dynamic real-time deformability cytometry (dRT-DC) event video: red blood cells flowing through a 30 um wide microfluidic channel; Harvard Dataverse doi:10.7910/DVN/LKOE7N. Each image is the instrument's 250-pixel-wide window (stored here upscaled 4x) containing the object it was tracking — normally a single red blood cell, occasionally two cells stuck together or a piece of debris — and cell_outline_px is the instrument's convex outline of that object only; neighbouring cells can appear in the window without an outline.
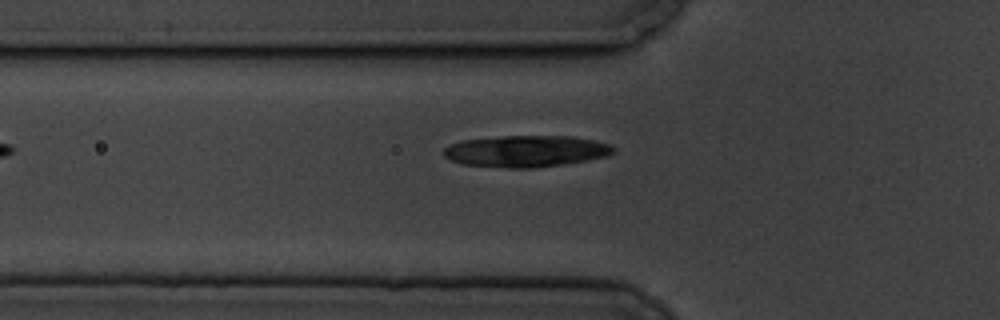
{"species": "common noctule bat (a hibernating species)", "species_latin": "Nyctalus noctula", "temperature_condition": "cold", "stored_images_in_passage": 4, "camera_frame_rate_fps": 3000, "um_per_image_px": 0.085, "animal": {"sex": "male", "body_mass_g": 19.5, "forearm_length_mm": 54.6}, "frame": {"image": 1, "passage_image": 3, "time_ms": 3.333, "image_size_px": [1000, 320], "cell_outline_px": [[616, 152], [608, 156], [588, 160], [564, 164], [532, 168], [508, 168], [464, 164], [452, 160], [444, 156], [444, 148], [452, 144], [464, 140], [504, 136], [572, 136], [592, 140], [608, 144], [616, 148]], "centroid_in_image_um": [44.76, 12.85], "position_along_channel_um": 81.0, "area_um2": 31.04}}
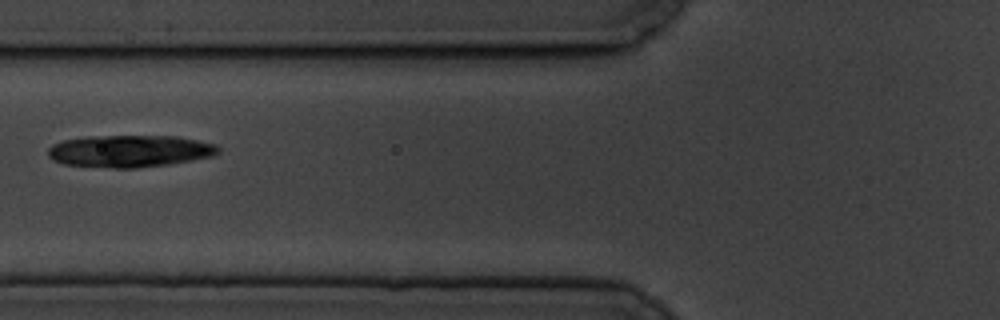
{"frame": {"image": 2, "passage_image": 4, "time_ms": 4.333, "image_size_px": [1000, 320], "cell_outline_px": [[220, 152], [212, 156], [192, 160], [168, 164], [136, 168], [112, 168], [64, 164], [52, 160], [48, 156], [48, 148], [52, 144], [64, 140], [84, 136], [176, 136], [216, 144], [220, 148]], "centroid_in_image_um": [11.0, 12.84], "position_along_channel_um": 114.8, "area_um2": 31.96}}